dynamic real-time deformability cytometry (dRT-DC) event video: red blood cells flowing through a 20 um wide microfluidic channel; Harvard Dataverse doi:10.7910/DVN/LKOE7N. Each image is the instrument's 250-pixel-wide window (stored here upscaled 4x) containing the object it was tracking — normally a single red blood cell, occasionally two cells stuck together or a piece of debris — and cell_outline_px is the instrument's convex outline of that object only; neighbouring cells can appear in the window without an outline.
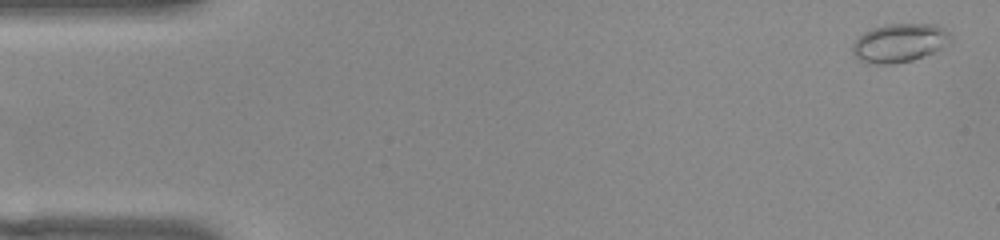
{"species": "common noctule bat (a hibernating species)", "species_latin": "Nyctalus noctula", "temperature_condition": "warm", "stored_images_in_passage": 54, "camera_frame_rate_fps": 3000, "um_per_image_px": 0.085, "animal": {"sex": "female", "body_mass_g": 22.0, "forearm_length_mm": 56.7}, "frame": {"image": 1, "passage_image": 2, "time_ms": 0.333, "image_size_px": [1000, 240], "cell_outline_px": [[948, 36], [940, 48], [924, 56], [912, 60], [892, 64], [868, 64], [860, 60], [852, 52], [852, 44], [864, 32], [872, 28], [884, 24], [936, 24], [944, 28], [948, 32]], "centroid_in_image_um": [76.37, 3.64], "position_along_channel_um": 8.6, "area_um2": 21.68}}
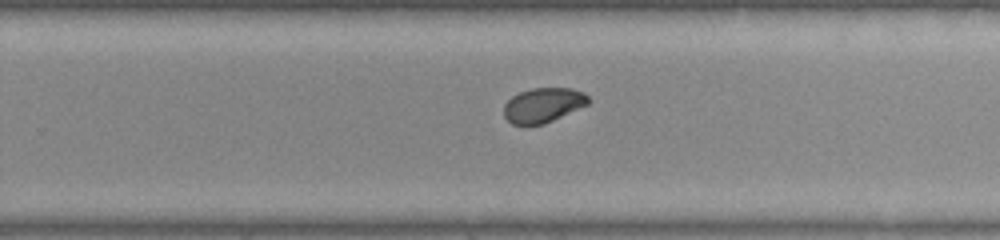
{"frame": {"image": 2, "passage_image": 34, "time_ms": 11.0, "image_size_px": [1000, 240], "cell_outline_px": [[592, 100], [588, 104], [544, 124], [512, 124], [504, 116], [504, 104], [512, 96], [520, 92], [532, 88], [572, 88], [584, 92]], "centroid_in_image_um": [46.19, 8.92], "position_along_channel_um": 283.6, "area_um2": 16.99}}
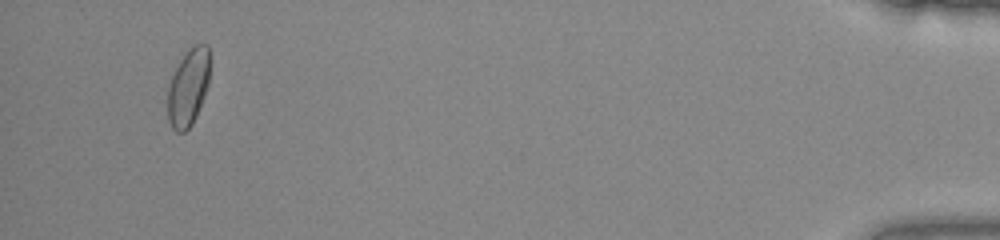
{"frame": {"image": 3, "passage_image": 51, "time_ms": 16.667, "image_size_px": [1000, 240], "cell_outline_px": [[208, 84], [204, 96], [196, 116], [192, 124], [184, 132], [176, 132], [172, 128], [168, 120], [168, 88], [172, 76], [180, 60], [188, 48], [196, 44], [208, 44]], "centroid_in_image_um": [15.99, 7.44], "position_along_channel_um": 419.2, "area_um2": 18.67}, "authors_computed_cell_mechanics": {"area_um2": 18.5249, "velocity_mm_per_s": 3.8167, "shape_relaxation_time_tau1_ms": 4.8876, "shape_relaxation_time_tau2_ms": 2.6505, "deformation_change_tau1": 0.1103, "deformation_change_tau2": 0.0436}}